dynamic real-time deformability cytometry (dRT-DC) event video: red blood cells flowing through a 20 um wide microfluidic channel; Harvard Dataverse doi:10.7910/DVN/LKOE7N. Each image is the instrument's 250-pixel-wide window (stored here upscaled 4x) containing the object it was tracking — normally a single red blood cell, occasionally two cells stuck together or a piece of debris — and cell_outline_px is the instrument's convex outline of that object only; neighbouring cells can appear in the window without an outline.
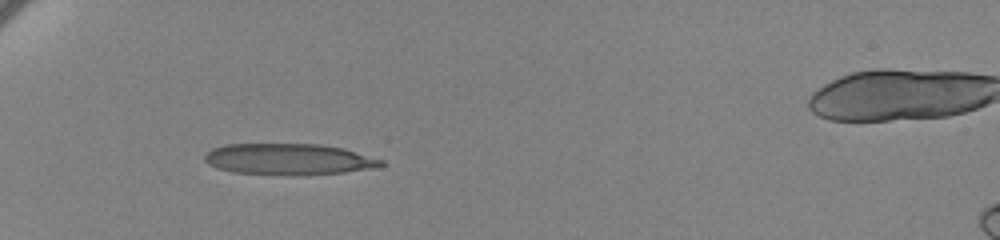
{"species": "human", "species_latin": "Homo sapiens", "temperature_condition": "cold", "stored_images_in_passage": 40, "camera_frame_rate_fps": 3000, "um_per_image_px": 0.085, "donor": {"sex": "female"}, "frame": {"image": 1, "passage_image": 1, "time_ms": 0.0, "image_size_px": [1000, 240], "cell_outline_px": [[384, 164], [380, 168], [344, 172], [232, 172], [216, 168], [208, 164], [204, 160], [204, 156], [212, 148], [224, 144], [320, 144], [344, 148], [384, 160]], "centroid_in_image_um": [24.56, 13.48], "position_along_channel_um": 60.4, "area_um2": 30.98}}
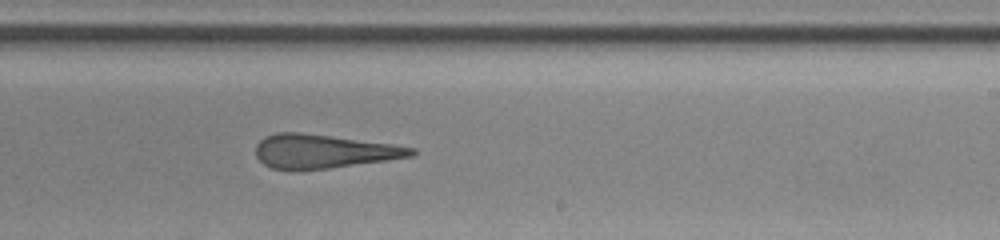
{"frame": {"image": 2, "passage_image": 20, "time_ms": 6.333, "image_size_px": [1000, 240], "cell_outline_px": [[416, 152], [412, 156], [388, 160], [328, 168], [296, 172], [292, 172], [272, 168], [264, 164], [256, 156], [256, 144], [264, 136], [276, 132], [300, 132], [332, 136], [392, 144], [416, 148]], "centroid_in_image_um": [27.44, 12.88], "position_along_channel_um": 261.6, "area_um2": 31.04}}
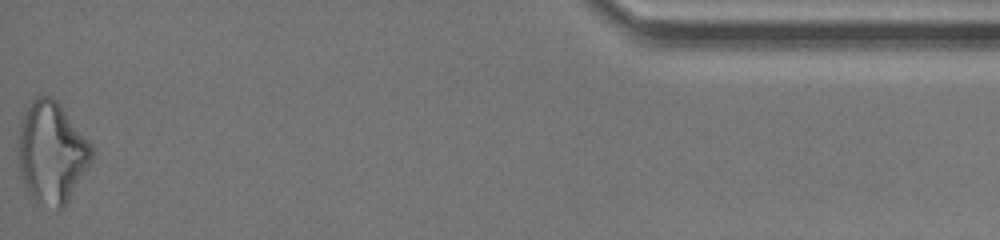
{"frame": {"image": 3, "passage_image": 40, "time_ms": 13.0, "image_size_px": [1000, 240], "cell_outline_px": [[92, 160], [68, 204], [64, 208], [56, 208], [36, 204], [20, 172], [20, 124], [32, 100], [36, 96], [52, 96], [60, 104], [88, 140], [92, 148]], "centroid_in_image_um": [4.43, 13.0], "position_along_channel_um": 430.8, "area_um2": 42.77}, "authors_computed_cell_mechanics": {"area_um2": 32.8015, "velocity_mm_per_s": 3.4695, "shape_relaxation_time_tau1_ms": 11.3831, "shape_relaxation_time_tau2_ms": 3.406, "deformation_change_tau1": 0.2908, "deformation_change_tau2": 0.1722}}